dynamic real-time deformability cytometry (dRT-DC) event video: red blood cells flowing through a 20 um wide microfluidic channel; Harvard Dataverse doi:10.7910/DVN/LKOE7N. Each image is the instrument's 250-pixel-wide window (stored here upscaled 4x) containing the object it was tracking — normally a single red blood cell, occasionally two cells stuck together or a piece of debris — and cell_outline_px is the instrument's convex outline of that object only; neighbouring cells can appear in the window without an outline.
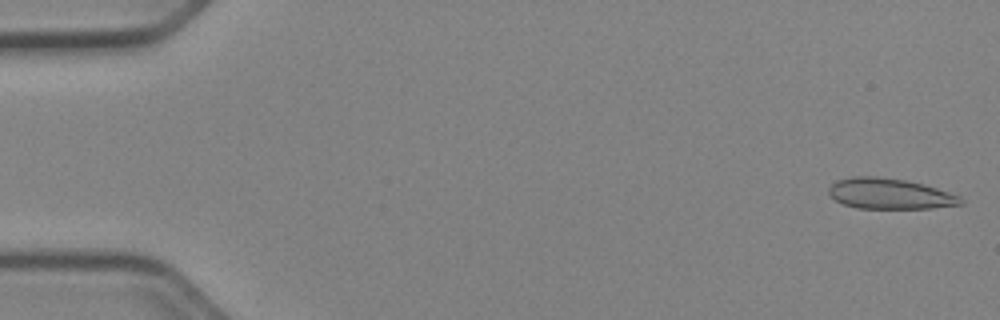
{"species": "Egyptian fruit bat (a non-hibernating species)", "species_latin": "Rousettus aegyptiacus", "temperature_condition": "cold", "stored_images_in_passage": 51, "camera_frame_rate_fps": 3000, "um_per_image_px": 0.085, "animal": {"sex": "female"}, "frame": {"image": 1, "passage_image": 1, "time_ms": 0.0, "image_size_px": [1000, 320], "cell_outline_px": [[964, 204], [932, 208], [856, 208], [844, 204], [836, 200], [828, 192], [828, 188], [836, 180], [852, 176], [876, 176], [904, 180], [924, 184], [960, 196], [964, 200]], "centroid_in_image_um": [75.63, 16.46], "position_along_channel_um": 9.4, "area_um2": 23.52}}
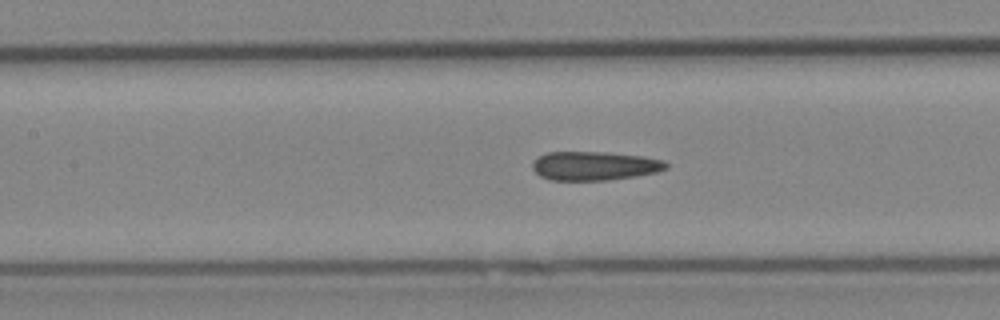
{"frame": {"image": 2, "passage_image": 23, "time_ms": 7.333, "image_size_px": [1000, 320], "cell_outline_px": [[668, 168], [656, 172], [636, 176], [608, 180], [552, 180], [540, 176], [532, 168], [532, 164], [536, 156], [548, 152], [608, 152], [644, 156], [664, 160], [668, 164]], "centroid_in_image_um": [50.54, 14.09], "position_along_channel_um": 156.9, "area_um2": 22.66}}
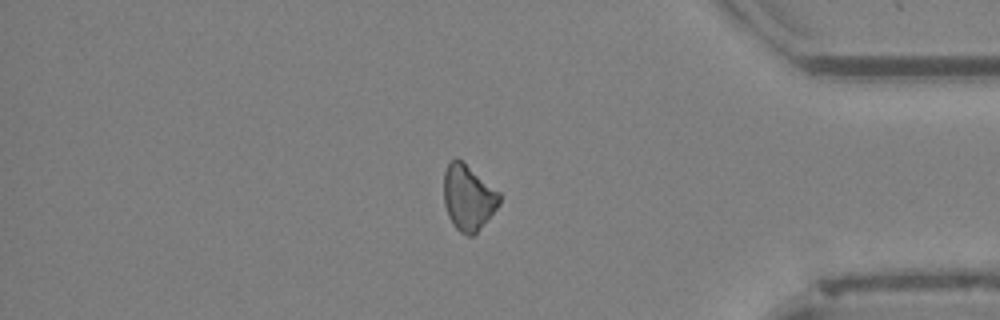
{"frame": {"image": 3, "passage_image": 43, "time_ms": 14.0, "image_size_px": [1000, 320], "cell_outline_px": [[500, 204], [476, 232], [472, 236], [468, 236], [460, 232], [452, 224], [448, 216], [444, 204], [444, 172], [448, 164], [456, 156], [500, 192]], "centroid_in_image_um": [39.78, 16.79], "position_along_channel_um": 395.4, "area_um2": 21.1}, "authors_computed_cell_mechanics": {"area_um2": 22.6576, "velocity_mm_per_s": 3.9707, "shape_relaxation_time_tau1_ms": null, "shape_relaxation_time_tau2_ms": 8.8579, "deformation_change_tau1": null, "deformation_change_tau2": 0.15}}